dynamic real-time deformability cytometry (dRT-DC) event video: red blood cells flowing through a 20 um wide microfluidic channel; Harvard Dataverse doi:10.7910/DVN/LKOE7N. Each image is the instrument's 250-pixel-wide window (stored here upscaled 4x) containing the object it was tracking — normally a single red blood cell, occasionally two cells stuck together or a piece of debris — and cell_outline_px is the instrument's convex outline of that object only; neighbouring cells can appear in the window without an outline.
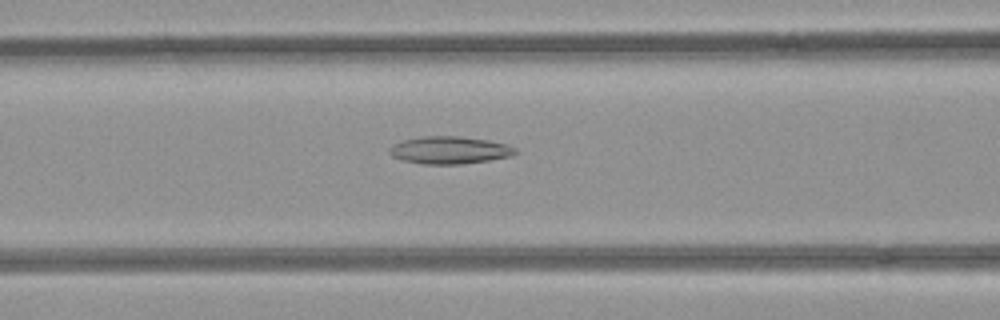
{"species": "common noctule bat (a hibernating species)", "species_latin": "Nyctalus noctula", "temperature_condition": "room temperature", "stored_images_in_passage": 31, "camera_frame_rate_fps": 3000, "um_per_image_px": 0.085, "animal": {"sex": "female", "body_mass_g": 21.9}, "frame": {"image": 1, "passage_image": 7, "time_ms": 2.0, "image_size_px": [1000, 320], "cell_outline_px": [[520, 152], [512, 156], [488, 160], [460, 164], [424, 164], [404, 160], [392, 156], [388, 152], [392, 144], [400, 140], [420, 136], [460, 136], [488, 140], [508, 144], [516, 148]], "centroid_in_image_um": [38.23, 12.75], "position_along_channel_um": 128.4, "area_um2": 20.35}}
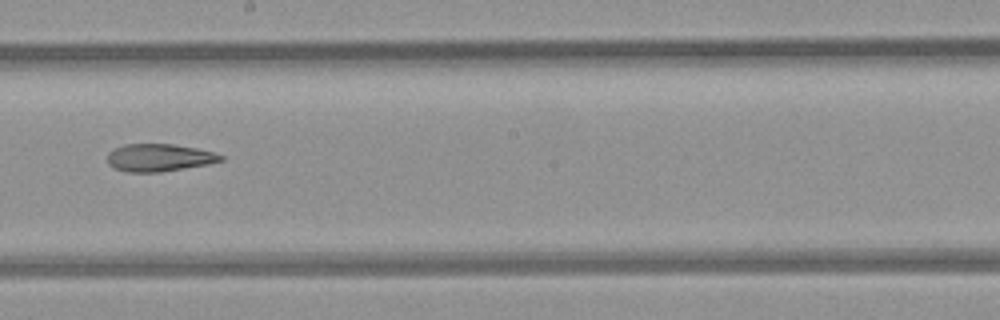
{"frame": {"image": 2, "passage_image": 15, "time_ms": 4.667, "image_size_px": [1000, 320], "cell_outline_px": [[224, 160], [208, 164], [160, 172], [128, 172], [116, 168], [108, 164], [108, 152], [124, 144], [172, 144], [196, 148], [216, 152], [224, 156]], "centroid_in_image_um": [13.56, 13.39], "position_along_channel_um": 234.6, "area_um2": 18.15}}
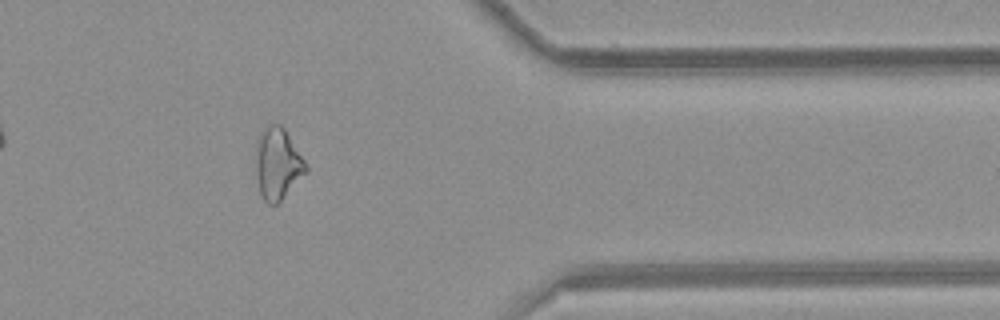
{"frame": {"image": 3, "passage_image": 28, "time_ms": 9.0, "image_size_px": [1000, 320], "cell_outline_px": [[308, 168], [280, 200], [276, 204], [268, 204], [264, 200], [260, 192], [256, 176], [256, 144], [260, 132], [268, 124], [280, 124], [284, 128], [304, 160]], "centroid_in_image_um": [23.55, 13.88], "position_along_channel_um": 387.8, "area_um2": 20.35}}